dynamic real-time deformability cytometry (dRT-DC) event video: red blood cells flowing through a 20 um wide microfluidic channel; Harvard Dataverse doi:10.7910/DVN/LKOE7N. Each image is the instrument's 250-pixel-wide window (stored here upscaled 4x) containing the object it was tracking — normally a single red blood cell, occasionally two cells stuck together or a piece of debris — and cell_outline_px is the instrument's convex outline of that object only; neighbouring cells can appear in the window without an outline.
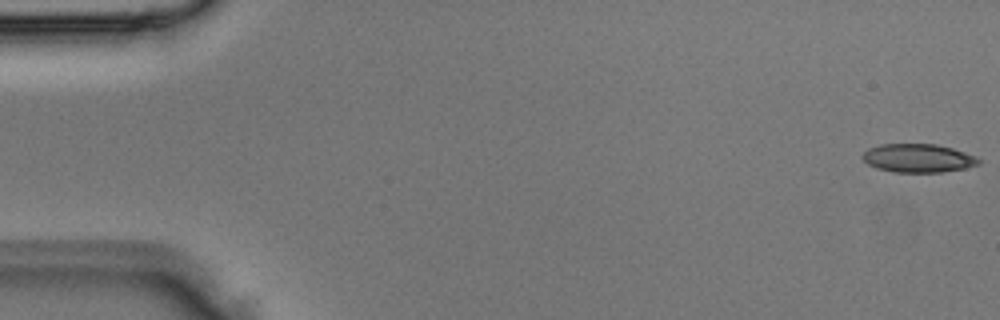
{"species": "Egyptian fruit bat (a non-hibernating species)", "species_latin": "Rousettus aegyptiacus", "temperature_condition": "room temperature", "stored_images_in_passage": 4, "segment_of_instrument_passage": [1, 2], "camera_frame_rate_fps": 3000, "um_per_image_px": 0.085, "animal": {"sex": "male"}, "frame": {"image": 1, "passage_image": 1, "time_ms": 0.0, "image_size_px": [1000, 320], "cell_outline_px": [[980, 164], [964, 168], [940, 172], [892, 172], [876, 168], [868, 164], [860, 156], [868, 148], [880, 144], [936, 144], [952, 148], [976, 156], [980, 160]], "centroid_in_image_um": [78.01, 13.44], "position_along_channel_um": 7.0, "area_um2": 19.31}}
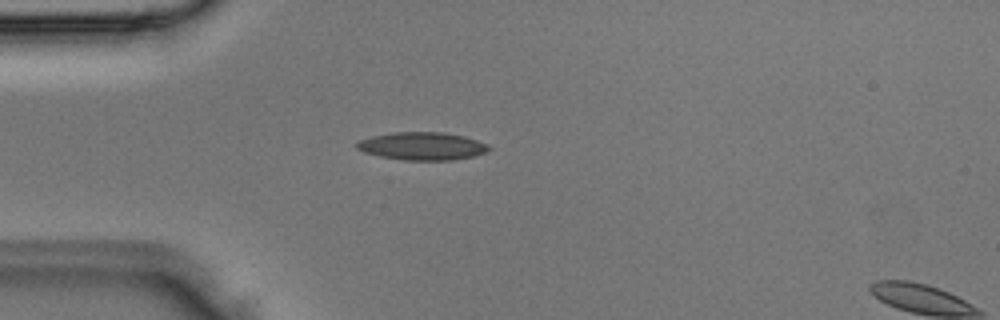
{"frame": {"image": 2, "passage_image": 3, "time_ms": 0.667, "image_size_px": [1000, 320], "cell_outline_px": [[492, 148], [484, 152], [472, 156], [452, 160], [404, 160], [380, 156], [364, 152], [356, 148], [356, 144], [360, 140], [372, 136], [392, 132], [444, 132], [464, 136], [488, 144]], "centroid_in_image_um": [35.88, 12.41], "position_along_channel_um": 49.1, "area_um2": 21.33}}